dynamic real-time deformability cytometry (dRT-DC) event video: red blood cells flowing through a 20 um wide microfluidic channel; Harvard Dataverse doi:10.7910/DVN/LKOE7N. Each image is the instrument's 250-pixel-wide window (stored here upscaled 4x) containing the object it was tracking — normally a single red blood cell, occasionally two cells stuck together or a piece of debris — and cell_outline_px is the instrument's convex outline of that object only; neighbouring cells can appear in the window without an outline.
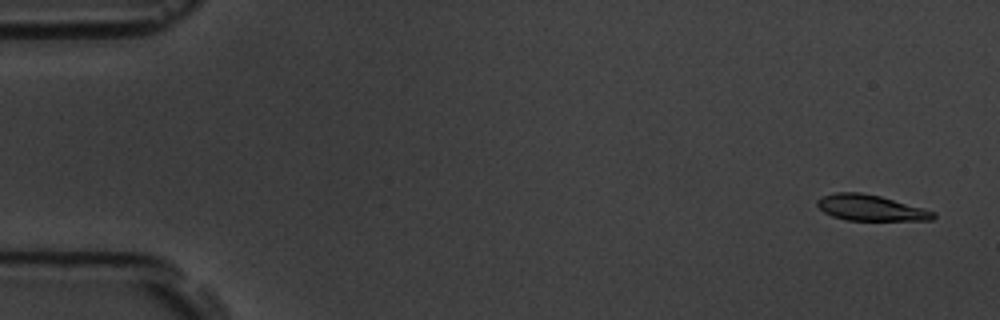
{"species": "common noctule bat (a hibernating species)", "species_latin": "Nyctalus noctula", "temperature_condition": "room temperature", "stored_images_in_passage": 5, "camera_frame_rate_fps": 3000, "um_per_image_px": 0.085, "animal": {"sex": "male", "body_mass_g": 19.5, "forearm_length_mm": 54.6}, "frame": {"image": 1, "passage_image": 1, "time_ms": 0.0, "image_size_px": [1000, 320], "cell_outline_px": [[936, 216], [932, 220], [848, 220], [832, 216], [824, 212], [816, 204], [816, 200], [820, 196], [836, 192], [860, 192], [880, 196], [924, 208], [936, 212]], "centroid_in_image_um": [73.99, 17.66], "position_along_channel_um": 11.0, "area_um2": 17.51}}
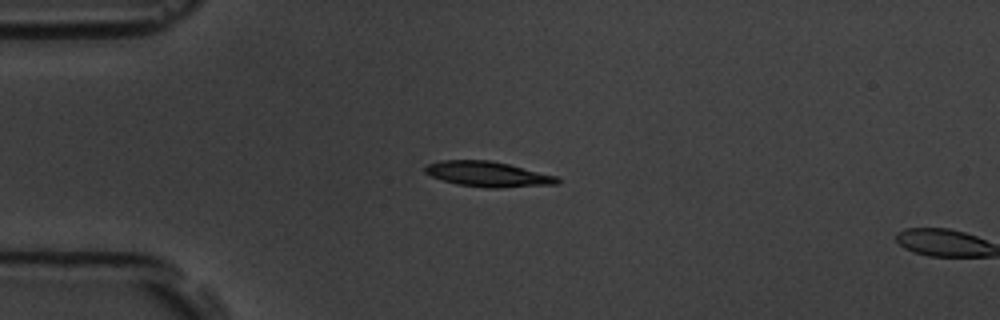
{"frame": {"image": 2, "passage_image": 4, "time_ms": 4.0, "image_size_px": [1000, 320], "cell_outline_px": [[560, 180], [556, 184], [500, 188], [484, 188], [456, 184], [432, 176], [424, 172], [424, 168], [428, 164], [444, 160], [488, 160], [508, 164], [556, 176]], "centroid_in_image_um": [41.45, 14.81], "position_along_channel_um": 43.5, "area_um2": 19.25}}